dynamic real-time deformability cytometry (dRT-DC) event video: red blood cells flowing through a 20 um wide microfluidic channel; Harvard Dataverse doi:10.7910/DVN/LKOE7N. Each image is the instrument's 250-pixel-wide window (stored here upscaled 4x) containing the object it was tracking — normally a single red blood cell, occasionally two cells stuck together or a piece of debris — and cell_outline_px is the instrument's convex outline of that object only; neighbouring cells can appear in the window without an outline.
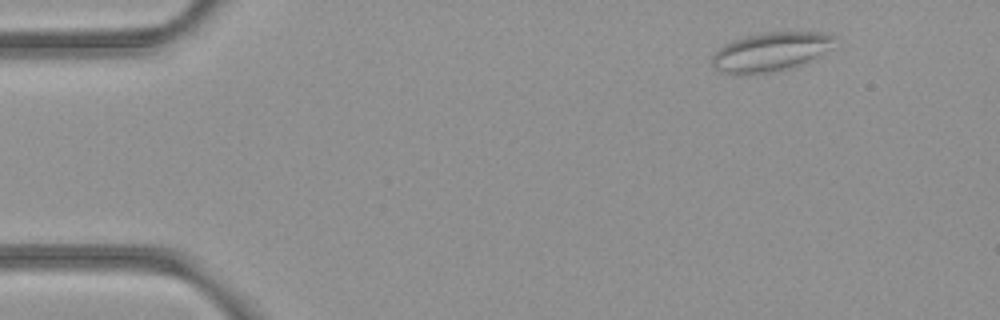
{"species": "common noctule bat (a hibernating species)", "species_latin": "Nyctalus noctula", "temperature_condition": "room temperature", "stored_images_in_passage": 47, "camera_frame_rate_fps": 3000, "um_per_image_px": 0.085, "animal": {"sex": "female", "body_mass_g": 21.9}, "frame": {"image": 1, "passage_image": 1, "time_ms": 0.0, "image_size_px": [1000, 320], "cell_outline_px": [[836, 36], [832, 48], [808, 60], [784, 68], [764, 72], [724, 72], [716, 68], [712, 64], [712, 56], [724, 44], [748, 36], [768, 32], [820, 32]], "centroid_in_image_um": [65.53, 4.35], "position_along_channel_um": 19.5, "area_um2": 26.41}}
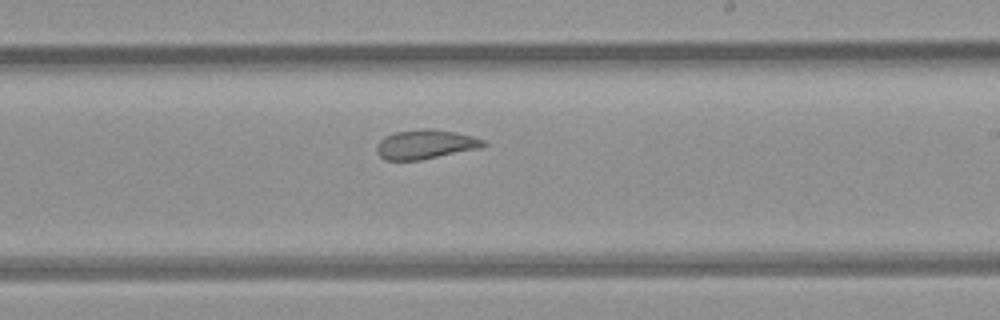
{"frame": {"image": 2, "passage_image": 26, "time_ms": 8.333, "image_size_px": [1000, 320], "cell_outline_px": [[488, 144], [480, 148], [420, 160], [384, 160], [376, 152], [376, 144], [384, 136], [396, 132], [420, 128], [432, 128], [472, 136], [484, 140]], "centroid_in_image_um": [36.13, 12.27], "position_along_channel_um": 252.9, "area_um2": 18.26}}
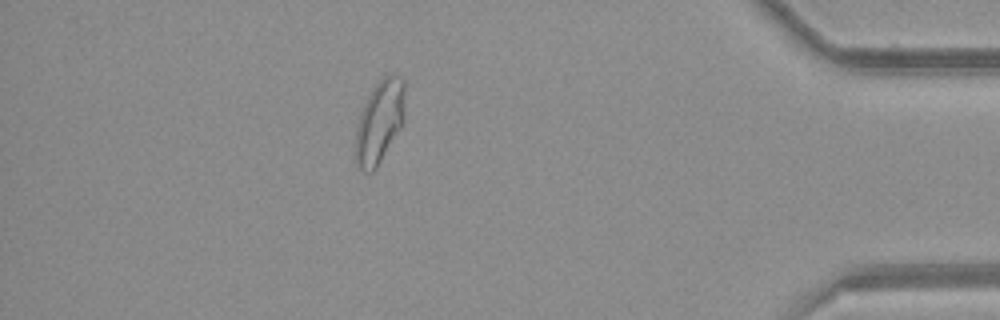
{"frame": {"image": 3, "passage_image": 41, "time_ms": 13.333, "image_size_px": [1000, 320], "cell_outline_px": [[404, 120], [400, 128], [376, 168], [372, 172], [364, 172], [356, 168], [356, 132], [360, 112], [368, 96], [376, 84], [384, 76], [392, 72], [400, 76], [404, 80]], "centroid_in_image_um": [32.26, 10.33], "position_along_channel_um": 402.9, "area_um2": 23.76}, "authors_computed_cell_mechanics": {"area_um2": 21.4438, "velocity_mm_per_s": 3.9536, "shape_relaxation_time_tau1_ms": null, "shape_relaxation_time_tau2_ms": 1.5713, "deformation_change_tau1": null, "deformation_change_tau2": 0.0651}}